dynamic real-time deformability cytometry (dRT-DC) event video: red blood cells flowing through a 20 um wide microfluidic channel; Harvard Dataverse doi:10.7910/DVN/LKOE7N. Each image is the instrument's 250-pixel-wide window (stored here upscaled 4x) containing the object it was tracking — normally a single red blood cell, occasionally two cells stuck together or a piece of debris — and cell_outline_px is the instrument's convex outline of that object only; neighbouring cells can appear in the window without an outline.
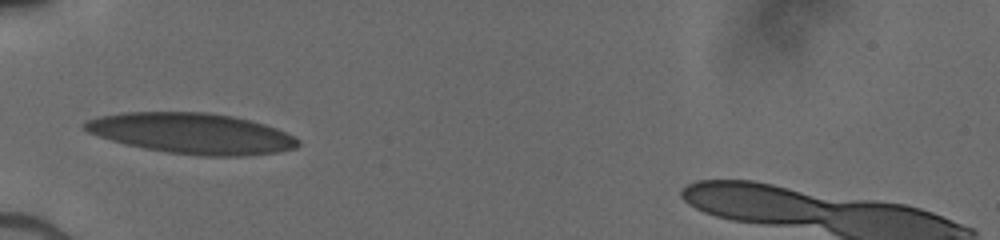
{"species": "human", "species_latin": "Homo sapiens", "temperature_condition": "cold", "stored_images_in_passage": 3, "camera_frame_rate_fps": 3000, "um_per_image_px": 0.085, "donor": {"sex": "male"}, "frame": {"image": 1, "passage_image": 1, "time_ms": 0.0, "image_size_px": [1000, 240], "cell_outline_px": [[300, 144], [296, 148], [276, 152], [244, 156], [200, 156], [168, 152], [144, 148], [124, 144], [88, 132], [80, 124], [84, 120], [96, 116], [124, 112], [204, 112], [232, 116], [264, 124], [276, 128], [300, 140]], "centroid_in_image_um": [16.26, 11.33], "position_along_channel_um": 68.7, "area_um2": 50.58}}
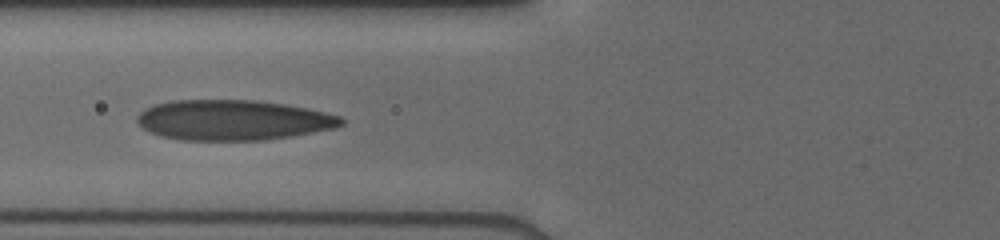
{"frame": {"image": 2, "passage_image": 2, "time_ms": 1.0, "image_size_px": [1000, 240], "cell_outline_px": [[344, 124], [336, 128], [292, 136], [264, 140], [180, 140], [160, 136], [144, 128], [136, 120], [136, 116], [140, 112], [156, 104], [172, 100], [256, 100], [284, 104], [308, 108], [340, 116], [344, 120]], "centroid_in_image_um": [19.84, 10.21], "position_along_channel_um": 106.0, "area_um2": 47.92}}